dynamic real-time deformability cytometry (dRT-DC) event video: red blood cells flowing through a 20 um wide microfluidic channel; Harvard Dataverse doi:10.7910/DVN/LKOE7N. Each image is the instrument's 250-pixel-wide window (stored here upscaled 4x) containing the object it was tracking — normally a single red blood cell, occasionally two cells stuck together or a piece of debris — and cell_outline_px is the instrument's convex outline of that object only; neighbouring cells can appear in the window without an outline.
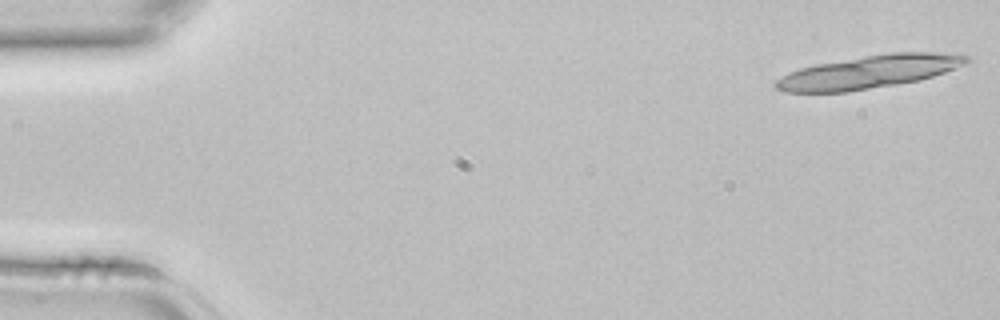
{"species": "common noctule bat (a hibernating species)", "species_latin": "Nyctalus noctula", "temperature_condition": "room temperature", "stored_images_in_passage": 3, "camera_frame_rate_fps": 3000, "um_per_image_px": 0.085, "animal": {"sex": "female", "body_mass_g": 22.7, "forearm_length_mm": 54.2}, "frame": {"image": 1, "passage_image": 1, "time_ms": 0.0, "image_size_px": [1000, 320], "cell_outline_px": [[968, 64], [920, 80], [848, 92], [784, 92], [776, 88], [772, 84], [776, 80], [788, 72], [800, 68], [816, 64], [888, 52], [932, 52], [968, 56]], "centroid_in_image_um": [73.83, 6.11], "position_along_channel_um": 11.2, "area_um2": 36.53}}